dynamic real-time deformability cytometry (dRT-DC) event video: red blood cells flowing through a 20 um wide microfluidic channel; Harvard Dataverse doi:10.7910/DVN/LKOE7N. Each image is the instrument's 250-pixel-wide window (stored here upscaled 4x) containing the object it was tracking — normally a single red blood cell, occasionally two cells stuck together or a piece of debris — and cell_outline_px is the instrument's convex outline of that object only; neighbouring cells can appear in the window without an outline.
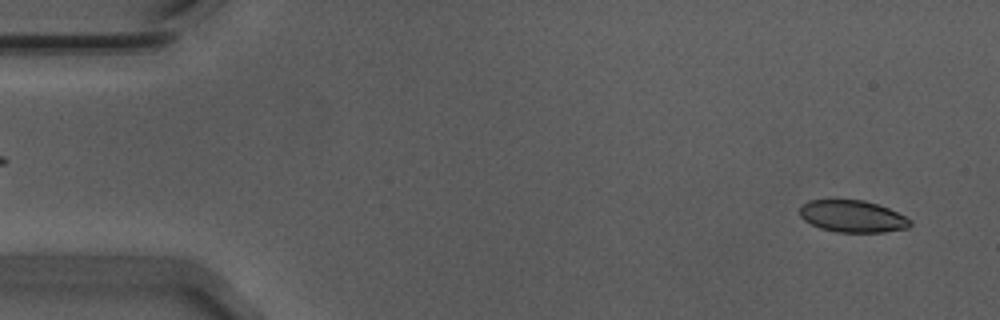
{"species": "Egyptian fruit bat (a non-hibernating species)", "species_latin": "Rousettus aegyptiacus", "temperature_condition": "warm", "stored_images_in_passage": 55, "camera_frame_rate_fps": 3000, "um_per_image_px": 0.085, "animal": {"sex": "male"}, "frame": {"image": 1, "passage_image": 3, "time_ms": 0.667, "image_size_px": [1000, 320], "cell_outline_px": [[912, 224], [908, 228], [884, 232], [836, 232], [820, 228], [804, 220], [800, 216], [800, 208], [808, 200], [864, 200], [888, 208], [912, 220]], "centroid_in_image_um": [72.47, 18.39], "position_along_channel_um": 12.5, "area_um2": 20.46}}
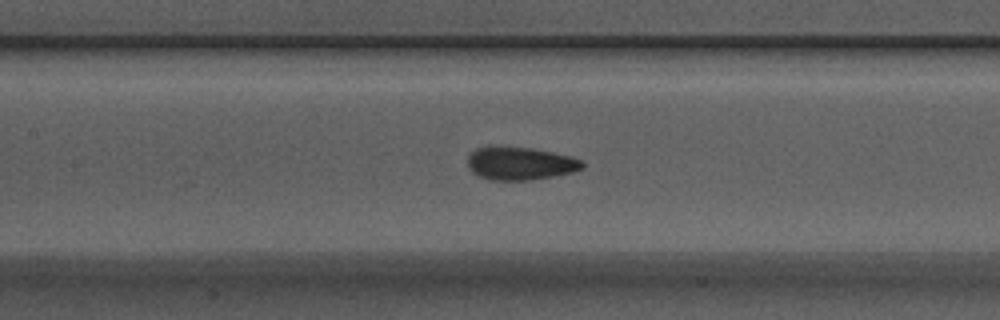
{"frame": {"image": 2, "passage_image": 25, "time_ms": 8.0, "image_size_px": [1000, 320], "cell_outline_px": [[584, 168], [572, 172], [532, 180], [488, 180], [472, 172], [468, 168], [468, 156], [476, 148], [532, 148], [572, 156], [580, 160], [584, 164]], "centroid_in_image_um": [44.23, 13.92], "position_along_channel_um": 163.2, "area_um2": 21.68}}
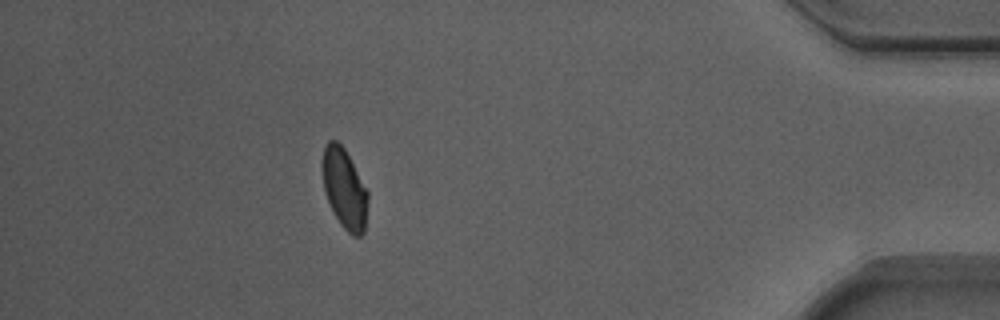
{"frame": {"image": 3, "passage_image": 49, "time_ms": 16.0, "image_size_px": [1000, 320], "cell_outline_px": [[368, 200], [364, 232], [360, 236], [352, 236], [340, 224], [328, 200], [324, 188], [320, 168], [324, 148], [328, 140], [336, 140], [344, 148], [368, 192]], "centroid_in_image_um": [29.26, 16.02], "position_along_channel_um": 405.9, "area_um2": 21.1}, "authors_computed_cell_mechanics": {"area_um2": 21.675, "velocity_mm_per_s": 3.7053, "shape_relaxation_time_tau1_ms": 9.661, "shape_relaxation_time_tau2_ms": 1.0377, "deformation_change_tau1": 0.151, "deformation_change_tau2": 0.0498}}